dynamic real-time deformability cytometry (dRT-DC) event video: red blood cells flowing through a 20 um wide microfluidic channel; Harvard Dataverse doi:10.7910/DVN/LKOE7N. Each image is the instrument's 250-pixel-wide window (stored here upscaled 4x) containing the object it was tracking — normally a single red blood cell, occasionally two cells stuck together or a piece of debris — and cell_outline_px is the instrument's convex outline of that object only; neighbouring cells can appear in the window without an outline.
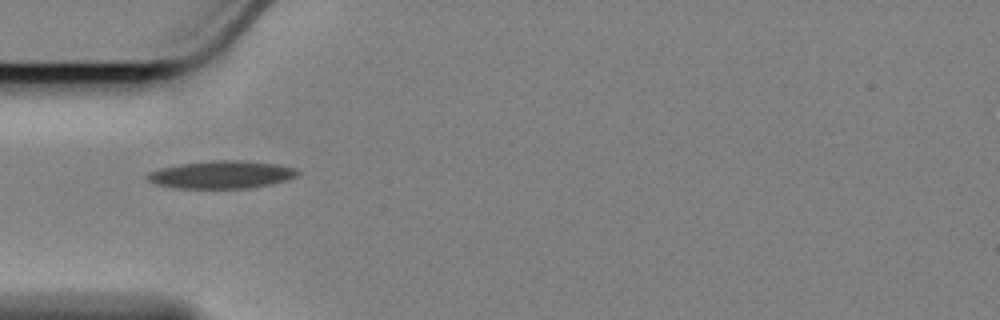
{"species": "Egyptian fruit bat (a non-hibernating species)", "species_latin": "Rousettus aegyptiacus", "temperature_condition": "cold", "stored_images_in_passage": 41, "camera_frame_rate_fps": 3000, "um_per_image_px": 0.085, "animal": {"sex": "female"}, "frame": {"image": 1, "passage_image": 1, "time_ms": 0.0, "image_size_px": [1000, 320], "cell_outline_px": [[300, 172], [296, 176], [288, 180], [248, 188], [180, 188], [156, 184], [148, 180], [144, 176], [148, 172], [160, 168], [180, 164], [212, 160], [244, 160], [280, 164], [296, 168]], "centroid_in_image_um": [18.84, 14.83], "position_along_channel_um": 66.2, "area_um2": 24.33}}
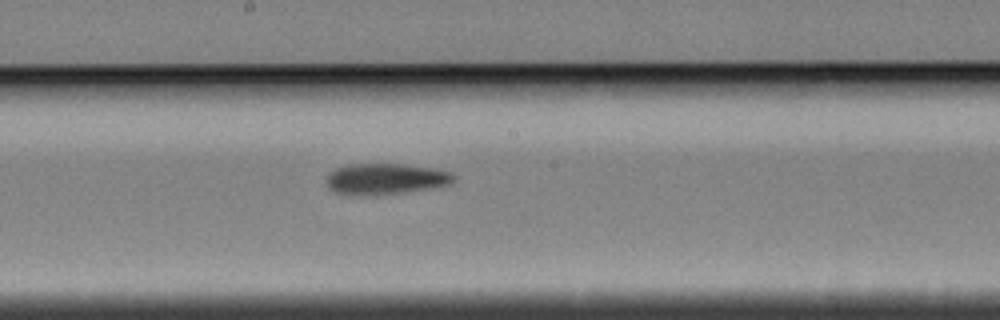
{"frame": {"image": 2, "passage_image": 14, "time_ms": 4.333, "image_size_px": [1000, 320], "cell_outline_px": [[456, 180], [452, 184], [428, 188], [400, 192], [360, 196], [336, 192], [328, 188], [324, 180], [328, 172], [336, 168], [348, 164], [404, 164], [432, 168], [452, 172], [456, 176]], "centroid_in_image_um": [32.74, 15.19], "position_along_channel_um": 215.5, "area_um2": 23.12}}
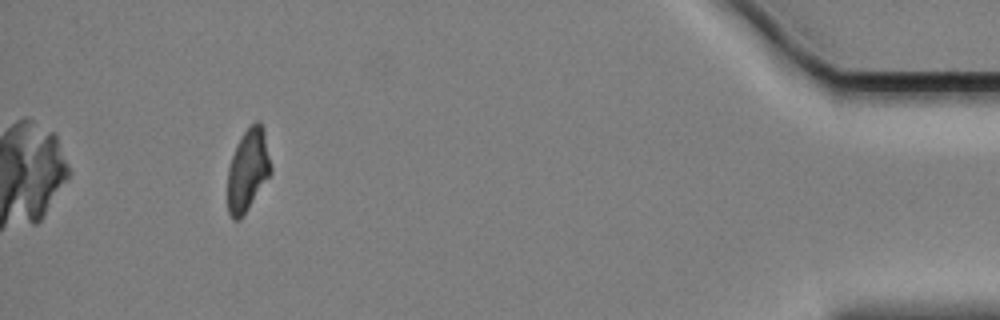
{"frame": {"image": 3, "passage_image": 37, "time_ms": 12.0, "image_size_px": [1000, 320], "cell_outline_px": [[272, 172], [244, 216], [240, 220], [232, 220], [228, 212], [228, 168], [236, 144], [244, 132], [256, 120], [260, 120], [264, 128], [272, 168]], "centroid_in_image_um": [21.08, 14.47], "position_along_channel_um": 414.1, "area_um2": 20.98}, "authors_computed_cell_mechanics": {"area_um2": 22.7154, "velocity_mm_per_s": 3.4307, "shape_relaxation_time_tau1_ms": 8.9155, "shape_relaxation_time_tau2_ms": 6.1706, "deformation_change_tau1": 0.2132, "deformation_change_tau2": 0.1441}}